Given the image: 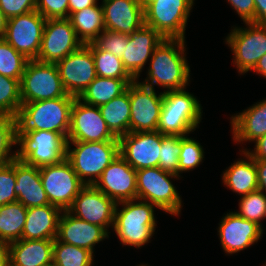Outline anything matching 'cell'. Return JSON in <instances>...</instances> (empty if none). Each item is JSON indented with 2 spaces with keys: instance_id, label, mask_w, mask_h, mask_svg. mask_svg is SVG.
<instances>
[{
  "instance_id": "cell-1",
  "label": "cell",
  "mask_w": 266,
  "mask_h": 266,
  "mask_svg": "<svg viewBox=\"0 0 266 266\" xmlns=\"http://www.w3.org/2000/svg\"><path fill=\"white\" fill-rule=\"evenodd\" d=\"M186 39H167L154 50L147 77L140 82L151 87L160 86L164 91L185 89L190 82V66L186 58Z\"/></svg>"
},
{
  "instance_id": "cell-2",
  "label": "cell",
  "mask_w": 266,
  "mask_h": 266,
  "mask_svg": "<svg viewBox=\"0 0 266 266\" xmlns=\"http://www.w3.org/2000/svg\"><path fill=\"white\" fill-rule=\"evenodd\" d=\"M155 209V205L140 199L118 202L113 230L120 244L141 249L150 243L157 228Z\"/></svg>"
},
{
  "instance_id": "cell-3",
  "label": "cell",
  "mask_w": 266,
  "mask_h": 266,
  "mask_svg": "<svg viewBox=\"0 0 266 266\" xmlns=\"http://www.w3.org/2000/svg\"><path fill=\"white\" fill-rule=\"evenodd\" d=\"M75 98L67 94L64 97L22 104L17 116V130L53 131L67 140Z\"/></svg>"
},
{
  "instance_id": "cell-4",
  "label": "cell",
  "mask_w": 266,
  "mask_h": 266,
  "mask_svg": "<svg viewBox=\"0 0 266 266\" xmlns=\"http://www.w3.org/2000/svg\"><path fill=\"white\" fill-rule=\"evenodd\" d=\"M200 101L185 89L163 91V105L158 122L161 134L187 136L202 120Z\"/></svg>"
},
{
  "instance_id": "cell-5",
  "label": "cell",
  "mask_w": 266,
  "mask_h": 266,
  "mask_svg": "<svg viewBox=\"0 0 266 266\" xmlns=\"http://www.w3.org/2000/svg\"><path fill=\"white\" fill-rule=\"evenodd\" d=\"M118 155L119 141L67 142L66 145V159L85 185H94Z\"/></svg>"
},
{
  "instance_id": "cell-6",
  "label": "cell",
  "mask_w": 266,
  "mask_h": 266,
  "mask_svg": "<svg viewBox=\"0 0 266 266\" xmlns=\"http://www.w3.org/2000/svg\"><path fill=\"white\" fill-rule=\"evenodd\" d=\"M66 145L67 140L57 132L17 130L16 159L37 168L58 164L66 158Z\"/></svg>"
},
{
  "instance_id": "cell-7",
  "label": "cell",
  "mask_w": 266,
  "mask_h": 266,
  "mask_svg": "<svg viewBox=\"0 0 266 266\" xmlns=\"http://www.w3.org/2000/svg\"><path fill=\"white\" fill-rule=\"evenodd\" d=\"M180 178L183 177L165 172L159 167L137 170V199L152 203L165 213L179 216L183 201L171 179Z\"/></svg>"
},
{
  "instance_id": "cell-8",
  "label": "cell",
  "mask_w": 266,
  "mask_h": 266,
  "mask_svg": "<svg viewBox=\"0 0 266 266\" xmlns=\"http://www.w3.org/2000/svg\"><path fill=\"white\" fill-rule=\"evenodd\" d=\"M244 26H232L231 32L224 39L233 53L232 64L239 75L251 71L266 54V24L251 22Z\"/></svg>"
},
{
  "instance_id": "cell-9",
  "label": "cell",
  "mask_w": 266,
  "mask_h": 266,
  "mask_svg": "<svg viewBox=\"0 0 266 266\" xmlns=\"http://www.w3.org/2000/svg\"><path fill=\"white\" fill-rule=\"evenodd\" d=\"M21 102L55 99L67 95L56 63L28 60L20 81Z\"/></svg>"
},
{
  "instance_id": "cell-10",
  "label": "cell",
  "mask_w": 266,
  "mask_h": 266,
  "mask_svg": "<svg viewBox=\"0 0 266 266\" xmlns=\"http://www.w3.org/2000/svg\"><path fill=\"white\" fill-rule=\"evenodd\" d=\"M195 0H157L144 9L145 25L167 39H185Z\"/></svg>"
},
{
  "instance_id": "cell-11",
  "label": "cell",
  "mask_w": 266,
  "mask_h": 266,
  "mask_svg": "<svg viewBox=\"0 0 266 266\" xmlns=\"http://www.w3.org/2000/svg\"><path fill=\"white\" fill-rule=\"evenodd\" d=\"M42 186L49 204L68 210L85 184L79 179L70 162L65 158L58 164L39 168Z\"/></svg>"
},
{
  "instance_id": "cell-12",
  "label": "cell",
  "mask_w": 266,
  "mask_h": 266,
  "mask_svg": "<svg viewBox=\"0 0 266 266\" xmlns=\"http://www.w3.org/2000/svg\"><path fill=\"white\" fill-rule=\"evenodd\" d=\"M46 19L37 11L8 18L3 39L27 59H37Z\"/></svg>"
},
{
  "instance_id": "cell-13",
  "label": "cell",
  "mask_w": 266,
  "mask_h": 266,
  "mask_svg": "<svg viewBox=\"0 0 266 266\" xmlns=\"http://www.w3.org/2000/svg\"><path fill=\"white\" fill-rule=\"evenodd\" d=\"M144 86L140 80L129 84L130 132L157 131L163 105V92Z\"/></svg>"
},
{
  "instance_id": "cell-14",
  "label": "cell",
  "mask_w": 266,
  "mask_h": 266,
  "mask_svg": "<svg viewBox=\"0 0 266 266\" xmlns=\"http://www.w3.org/2000/svg\"><path fill=\"white\" fill-rule=\"evenodd\" d=\"M118 141L108 129L99 107L75 98L71 107L67 142Z\"/></svg>"
},
{
  "instance_id": "cell-15",
  "label": "cell",
  "mask_w": 266,
  "mask_h": 266,
  "mask_svg": "<svg viewBox=\"0 0 266 266\" xmlns=\"http://www.w3.org/2000/svg\"><path fill=\"white\" fill-rule=\"evenodd\" d=\"M82 45L83 43L78 39L68 18L46 19L41 47L36 60L57 63Z\"/></svg>"
},
{
  "instance_id": "cell-16",
  "label": "cell",
  "mask_w": 266,
  "mask_h": 266,
  "mask_svg": "<svg viewBox=\"0 0 266 266\" xmlns=\"http://www.w3.org/2000/svg\"><path fill=\"white\" fill-rule=\"evenodd\" d=\"M56 65L65 91L76 98L97 77L92 49L87 44H83Z\"/></svg>"
},
{
  "instance_id": "cell-17",
  "label": "cell",
  "mask_w": 266,
  "mask_h": 266,
  "mask_svg": "<svg viewBox=\"0 0 266 266\" xmlns=\"http://www.w3.org/2000/svg\"><path fill=\"white\" fill-rule=\"evenodd\" d=\"M118 141L119 154L136 171L158 167L162 142L159 131L129 132Z\"/></svg>"
},
{
  "instance_id": "cell-18",
  "label": "cell",
  "mask_w": 266,
  "mask_h": 266,
  "mask_svg": "<svg viewBox=\"0 0 266 266\" xmlns=\"http://www.w3.org/2000/svg\"><path fill=\"white\" fill-rule=\"evenodd\" d=\"M116 202L94 185H85L68 211L88 223L103 227L109 234L113 229Z\"/></svg>"
},
{
  "instance_id": "cell-19",
  "label": "cell",
  "mask_w": 266,
  "mask_h": 266,
  "mask_svg": "<svg viewBox=\"0 0 266 266\" xmlns=\"http://www.w3.org/2000/svg\"><path fill=\"white\" fill-rule=\"evenodd\" d=\"M217 232L222 249L228 256L254 245L264 234L263 228L257 223L233 211L222 216Z\"/></svg>"
},
{
  "instance_id": "cell-20",
  "label": "cell",
  "mask_w": 266,
  "mask_h": 266,
  "mask_svg": "<svg viewBox=\"0 0 266 266\" xmlns=\"http://www.w3.org/2000/svg\"><path fill=\"white\" fill-rule=\"evenodd\" d=\"M94 186L116 203L137 199L136 170L119 154Z\"/></svg>"
},
{
  "instance_id": "cell-21",
  "label": "cell",
  "mask_w": 266,
  "mask_h": 266,
  "mask_svg": "<svg viewBox=\"0 0 266 266\" xmlns=\"http://www.w3.org/2000/svg\"><path fill=\"white\" fill-rule=\"evenodd\" d=\"M164 39L158 31L145 24L128 36V43L125 45L121 60L126 71L135 80H139L146 63Z\"/></svg>"
},
{
  "instance_id": "cell-22",
  "label": "cell",
  "mask_w": 266,
  "mask_h": 266,
  "mask_svg": "<svg viewBox=\"0 0 266 266\" xmlns=\"http://www.w3.org/2000/svg\"><path fill=\"white\" fill-rule=\"evenodd\" d=\"M109 233L101 226L91 224L63 210L58 221L57 239L95 252L96 244L109 238Z\"/></svg>"
},
{
  "instance_id": "cell-23",
  "label": "cell",
  "mask_w": 266,
  "mask_h": 266,
  "mask_svg": "<svg viewBox=\"0 0 266 266\" xmlns=\"http://www.w3.org/2000/svg\"><path fill=\"white\" fill-rule=\"evenodd\" d=\"M105 30L131 35L144 22V9L138 0H102Z\"/></svg>"
},
{
  "instance_id": "cell-24",
  "label": "cell",
  "mask_w": 266,
  "mask_h": 266,
  "mask_svg": "<svg viewBox=\"0 0 266 266\" xmlns=\"http://www.w3.org/2000/svg\"><path fill=\"white\" fill-rule=\"evenodd\" d=\"M232 140L254 142L266 134V98L230 117Z\"/></svg>"
},
{
  "instance_id": "cell-25",
  "label": "cell",
  "mask_w": 266,
  "mask_h": 266,
  "mask_svg": "<svg viewBox=\"0 0 266 266\" xmlns=\"http://www.w3.org/2000/svg\"><path fill=\"white\" fill-rule=\"evenodd\" d=\"M15 194L26 208L44 206L49 199L42 186L39 168L15 159Z\"/></svg>"
},
{
  "instance_id": "cell-26",
  "label": "cell",
  "mask_w": 266,
  "mask_h": 266,
  "mask_svg": "<svg viewBox=\"0 0 266 266\" xmlns=\"http://www.w3.org/2000/svg\"><path fill=\"white\" fill-rule=\"evenodd\" d=\"M62 210L52 204L27 208L22 239L54 240L58 234V221Z\"/></svg>"
},
{
  "instance_id": "cell-27",
  "label": "cell",
  "mask_w": 266,
  "mask_h": 266,
  "mask_svg": "<svg viewBox=\"0 0 266 266\" xmlns=\"http://www.w3.org/2000/svg\"><path fill=\"white\" fill-rule=\"evenodd\" d=\"M243 156L237 159L223 171L222 183L240 197L258 190L257 167L255 160L246 152L240 151ZM245 158V159H244Z\"/></svg>"
},
{
  "instance_id": "cell-28",
  "label": "cell",
  "mask_w": 266,
  "mask_h": 266,
  "mask_svg": "<svg viewBox=\"0 0 266 266\" xmlns=\"http://www.w3.org/2000/svg\"><path fill=\"white\" fill-rule=\"evenodd\" d=\"M54 240L19 239L9 244L12 266H47L53 262Z\"/></svg>"
},
{
  "instance_id": "cell-29",
  "label": "cell",
  "mask_w": 266,
  "mask_h": 266,
  "mask_svg": "<svg viewBox=\"0 0 266 266\" xmlns=\"http://www.w3.org/2000/svg\"><path fill=\"white\" fill-rule=\"evenodd\" d=\"M135 79H116L97 76L78 97L85 104L100 107L124 93Z\"/></svg>"
},
{
  "instance_id": "cell-30",
  "label": "cell",
  "mask_w": 266,
  "mask_h": 266,
  "mask_svg": "<svg viewBox=\"0 0 266 266\" xmlns=\"http://www.w3.org/2000/svg\"><path fill=\"white\" fill-rule=\"evenodd\" d=\"M99 110L108 129L116 138L129 133L131 115L129 86L124 93L101 105Z\"/></svg>"
},
{
  "instance_id": "cell-31",
  "label": "cell",
  "mask_w": 266,
  "mask_h": 266,
  "mask_svg": "<svg viewBox=\"0 0 266 266\" xmlns=\"http://www.w3.org/2000/svg\"><path fill=\"white\" fill-rule=\"evenodd\" d=\"M68 19L71 21L78 39L83 44L93 43L105 30L101 4L76 11Z\"/></svg>"
},
{
  "instance_id": "cell-32",
  "label": "cell",
  "mask_w": 266,
  "mask_h": 266,
  "mask_svg": "<svg viewBox=\"0 0 266 266\" xmlns=\"http://www.w3.org/2000/svg\"><path fill=\"white\" fill-rule=\"evenodd\" d=\"M27 208L20 202L0 206V241L12 243L22 239Z\"/></svg>"
},
{
  "instance_id": "cell-33",
  "label": "cell",
  "mask_w": 266,
  "mask_h": 266,
  "mask_svg": "<svg viewBox=\"0 0 266 266\" xmlns=\"http://www.w3.org/2000/svg\"><path fill=\"white\" fill-rule=\"evenodd\" d=\"M94 256L88 249L54 239L52 257L57 266H93Z\"/></svg>"
},
{
  "instance_id": "cell-34",
  "label": "cell",
  "mask_w": 266,
  "mask_h": 266,
  "mask_svg": "<svg viewBox=\"0 0 266 266\" xmlns=\"http://www.w3.org/2000/svg\"><path fill=\"white\" fill-rule=\"evenodd\" d=\"M92 49L96 74L99 77L134 79L125 69L121 58L106 50H101L94 42L87 44Z\"/></svg>"
},
{
  "instance_id": "cell-35",
  "label": "cell",
  "mask_w": 266,
  "mask_h": 266,
  "mask_svg": "<svg viewBox=\"0 0 266 266\" xmlns=\"http://www.w3.org/2000/svg\"><path fill=\"white\" fill-rule=\"evenodd\" d=\"M20 81L0 74V116L17 118L22 105Z\"/></svg>"
},
{
  "instance_id": "cell-36",
  "label": "cell",
  "mask_w": 266,
  "mask_h": 266,
  "mask_svg": "<svg viewBox=\"0 0 266 266\" xmlns=\"http://www.w3.org/2000/svg\"><path fill=\"white\" fill-rule=\"evenodd\" d=\"M29 59L0 38V74L21 80Z\"/></svg>"
},
{
  "instance_id": "cell-37",
  "label": "cell",
  "mask_w": 266,
  "mask_h": 266,
  "mask_svg": "<svg viewBox=\"0 0 266 266\" xmlns=\"http://www.w3.org/2000/svg\"><path fill=\"white\" fill-rule=\"evenodd\" d=\"M16 144L17 118L0 116V168L16 159Z\"/></svg>"
},
{
  "instance_id": "cell-38",
  "label": "cell",
  "mask_w": 266,
  "mask_h": 266,
  "mask_svg": "<svg viewBox=\"0 0 266 266\" xmlns=\"http://www.w3.org/2000/svg\"><path fill=\"white\" fill-rule=\"evenodd\" d=\"M239 209L234 210L239 216L253 221L263 229V219L266 218V194L260 190L248 193L239 199Z\"/></svg>"
},
{
  "instance_id": "cell-39",
  "label": "cell",
  "mask_w": 266,
  "mask_h": 266,
  "mask_svg": "<svg viewBox=\"0 0 266 266\" xmlns=\"http://www.w3.org/2000/svg\"><path fill=\"white\" fill-rule=\"evenodd\" d=\"M184 136L162 134L161 152L158 167L179 176V154L181 139Z\"/></svg>"
},
{
  "instance_id": "cell-40",
  "label": "cell",
  "mask_w": 266,
  "mask_h": 266,
  "mask_svg": "<svg viewBox=\"0 0 266 266\" xmlns=\"http://www.w3.org/2000/svg\"><path fill=\"white\" fill-rule=\"evenodd\" d=\"M203 146L196 139L184 136L181 139V152L179 154V176L182 173L195 170L202 164L204 155Z\"/></svg>"
},
{
  "instance_id": "cell-41",
  "label": "cell",
  "mask_w": 266,
  "mask_h": 266,
  "mask_svg": "<svg viewBox=\"0 0 266 266\" xmlns=\"http://www.w3.org/2000/svg\"><path fill=\"white\" fill-rule=\"evenodd\" d=\"M15 160L0 168V206L17 202Z\"/></svg>"
},
{
  "instance_id": "cell-42",
  "label": "cell",
  "mask_w": 266,
  "mask_h": 266,
  "mask_svg": "<svg viewBox=\"0 0 266 266\" xmlns=\"http://www.w3.org/2000/svg\"><path fill=\"white\" fill-rule=\"evenodd\" d=\"M94 43L101 49L112 53L118 58H121L125 45L128 43V35L104 30L94 41Z\"/></svg>"
},
{
  "instance_id": "cell-43",
  "label": "cell",
  "mask_w": 266,
  "mask_h": 266,
  "mask_svg": "<svg viewBox=\"0 0 266 266\" xmlns=\"http://www.w3.org/2000/svg\"><path fill=\"white\" fill-rule=\"evenodd\" d=\"M69 0H36V10L45 19L69 18Z\"/></svg>"
},
{
  "instance_id": "cell-44",
  "label": "cell",
  "mask_w": 266,
  "mask_h": 266,
  "mask_svg": "<svg viewBox=\"0 0 266 266\" xmlns=\"http://www.w3.org/2000/svg\"><path fill=\"white\" fill-rule=\"evenodd\" d=\"M0 8L11 18L36 10V0H0Z\"/></svg>"
},
{
  "instance_id": "cell-45",
  "label": "cell",
  "mask_w": 266,
  "mask_h": 266,
  "mask_svg": "<svg viewBox=\"0 0 266 266\" xmlns=\"http://www.w3.org/2000/svg\"><path fill=\"white\" fill-rule=\"evenodd\" d=\"M243 23H255L254 0H226Z\"/></svg>"
},
{
  "instance_id": "cell-46",
  "label": "cell",
  "mask_w": 266,
  "mask_h": 266,
  "mask_svg": "<svg viewBox=\"0 0 266 266\" xmlns=\"http://www.w3.org/2000/svg\"><path fill=\"white\" fill-rule=\"evenodd\" d=\"M254 149L242 148L240 151H246L254 160H265L266 159V134L258 138L253 142Z\"/></svg>"
},
{
  "instance_id": "cell-47",
  "label": "cell",
  "mask_w": 266,
  "mask_h": 266,
  "mask_svg": "<svg viewBox=\"0 0 266 266\" xmlns=\"http://www.w3.org/2000/svg\"><path fill=\"white\" fill-rule=\"evenodd\" d=\"M257 167L258 190L266 194V159L255 160Z\"/></svg>"
},
{
  "instance_id": "cell-48",
  "label": "cell",
  "mask_w": 266,
  "mask_h": 266,
  "mask_svg": "<svg viewBox=\"0 0 266 266\" xmlns=\"http://www.w3.org/2000/svg\"><path fill=\"white\" fill-rule=\"evenodd\" d=\"M255 23L266 24V0H254Z\"/></svg>"
},
{
  "instance_id": "cell-49",
  "label": "cell",
  "mask_w": 266,
  "mask_h": 266,
  "mask_svg": "<svg viewBox=\"0 0 266 266\" xmlns=\"http://www.w3.org/2000/svg\"><path fill=\"white\" fill-rule=\"evenodd\" d=\"M97 1L99 0H69V16L76 11L82 10L93 5H97Z\"/></svg>"
},
{
  "instance_id": "cell-50",
  "label": "cell",
  "mask_w": 266,
  "mask_h": 266,
  "mask_svg": "<svg viewBox=\"0 0 266 266\" xmlns=\"http://www.w3.org/2000/svg\"><path fill=\"white\" fill-rule=\"evenodd\" d=\"M10 264L9 244L0 241V266H8Z\"/></svg>"
},
{
  "instance_id": "cell-51",
  "label": "cell",
  "mask_w": 266,
  "mask_h": 266,
  "mask_svg": "<svg viewBox=\"0 0 266 266\" xmlns=\"http://www.w3.org/2000/svg\"><path fill=\"white\" fill-rule=\"evenodd\" d=\"M251 71L266 78V54L258 60L257 64Z\"/></svg>"
},
{
  "instance_id": "cell-52",
  "label": "cell",
  "mask_w": 266,
  "mask_h": 266,
  "mask_svg": "<svg viewBox=\"0 0 266 266\" xmlns=\"http://www.w3.org/2000/svg\"><path fill=\"white\" fill-rule=\"evenodd\" d=\"M7 24H8V18L0 8V38L4 37Z\"/></svg>"
},
{
  "instance_id": "cell-53",
  "label": "cell",
  "mask_w": 266,
  "mask_h": 266,
  "mask_svg": "<svg viewBox=\"0 0 266 266\" xmlns=\"http://www.w3.org/2000/svg\"><path fill=\"white\" fill-rule=\"evenodd\" d=\"M142 6L143 9H145L148 5L151 3L157 1V0H138Z\"/></svg>"
},
{
  "instance_id": "cell-54",
  "label": "cell",
  "mask_w": 266,
  "mask_h": 266,
  "mask_svg": "<svg viewBox=\"0 0 266 266\" xmlns=\"http://www.w3.org/2000/svg\"><path fill=\"white\" fill-rule=\"evenodd\" d=\"M137 266H150V265H148V264H139V265H137Z\"/></svg>"
},
{
  "instance_id": "cell-55",
  "label": "cell",
  "mask_w": 266,
  "mask_h": 266,
  "mask_svg": "<svg viewBox=\"0 0 266 266\" xmlns=\"http://www.w3.org/2000/svg\"><path fill=\"white\" fill-rule=\"evenodd\" d=\"M47 266H57L55 263H51V264H49V265H47Z\"/></svg>"
}]
</instances>
